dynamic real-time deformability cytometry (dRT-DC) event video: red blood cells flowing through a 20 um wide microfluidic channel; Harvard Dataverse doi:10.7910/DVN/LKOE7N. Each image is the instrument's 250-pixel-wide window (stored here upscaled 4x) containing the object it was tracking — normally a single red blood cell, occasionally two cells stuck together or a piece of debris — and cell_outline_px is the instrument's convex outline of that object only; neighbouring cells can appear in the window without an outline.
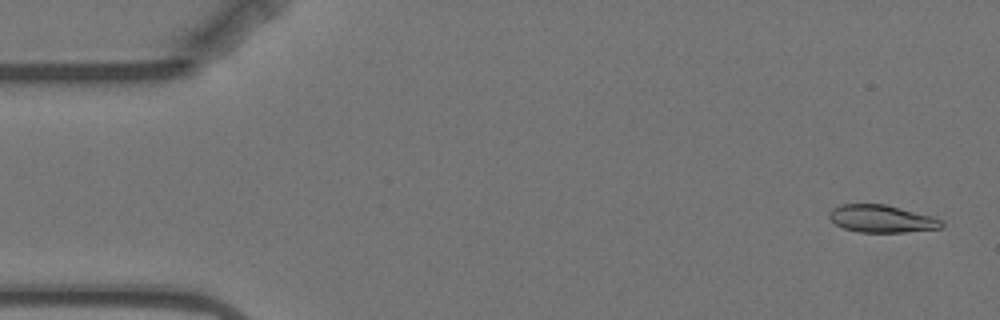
{"species": "Egyptian fruit bat (a non-hibernating species)", "species_latin": "Rousettus aegyptiacus", "temperature_condition": "warm", "stored_images_in_passage": 5, "camera_frame_rate_fps": 3000, "um_per_image_px": 0.085, "animal": {"sex": "female"}, "frame": {"image": 1, "passage_image": 1, "time_ms": 0.0, "image_size_px": [1000, 320], "cell_outline_px": [[944, 224], [940, 228], [904, 232], [860, 232], [844, 228], [836, 224], [828, 216], [828, 212], [832, 208], [840, 204], [884, 204], [932, 216], [940, 220]], "centroid_in_image_um": [74.9, 18.59], "position_along_channel_um": 10.1, "area_um2": 17.8}}
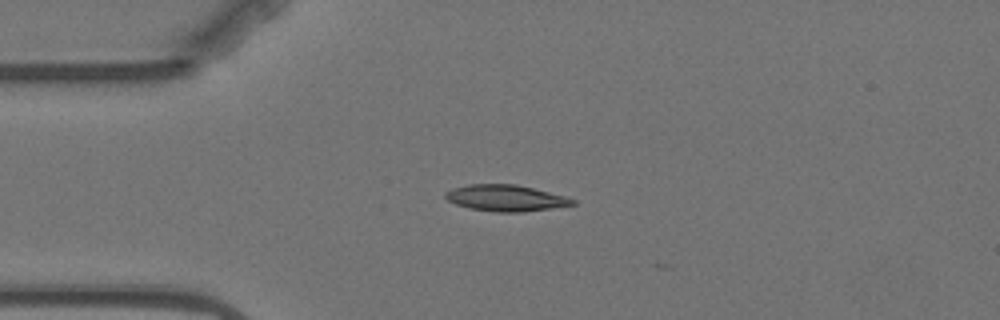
{"frame": {"image": 2, "passage_image": 4, "time_ms": 3.667, "image_size_px": [1000, 320], "cell_outline_px": [[576, 204], [520, 212], [496, 212], [472, 208], [456, 204], [448, 200], [444, 196], [444, 192], [452, 188], [468, 184], [516, 184], [564, 196], [576, 200]], "centroid_in_image_um": [42.94, 16.82], "position_along_channel_um": 42.1, "area_um2": 19.19}}